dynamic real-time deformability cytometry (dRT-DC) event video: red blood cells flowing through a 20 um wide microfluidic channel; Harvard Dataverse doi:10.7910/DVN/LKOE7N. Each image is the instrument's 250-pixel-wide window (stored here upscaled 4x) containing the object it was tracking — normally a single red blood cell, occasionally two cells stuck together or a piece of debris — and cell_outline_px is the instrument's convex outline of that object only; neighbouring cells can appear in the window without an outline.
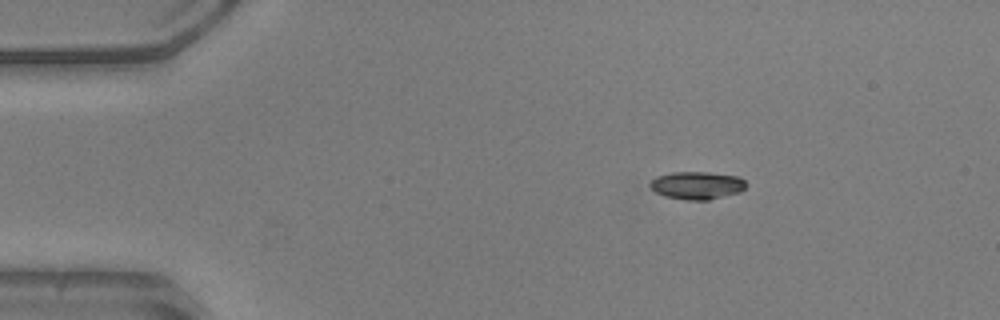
{"species": "common noctule bat (a hibernating species)", "species_latin": "Nyctalus noctula", "temperature_condition": "warm", "stored_images_in_passage": 44, "camera_frame_rate_fps": 3000, "um_per_image_px": 0.085, "animal": {"sex": "male", "body_mass_g": 20.5, "forearm_length_mm": 52.5}, "frame": {"image": 1, "passage_image": 1, "time_ms": 0.0, "image_size_px": [1000, 320], "cell_outline_px": [[744, 188], [740, 192], [708, 200], [688, 200], [664, 196], [656, 192], [648, 184], [656, 176], [672, 172], [708, 172], [740, 176], [744, 180]], "centroid_in_image_um": [59.23, 15.75], "position_along_channel_um": 25.8, "area_um2": 15.49}}
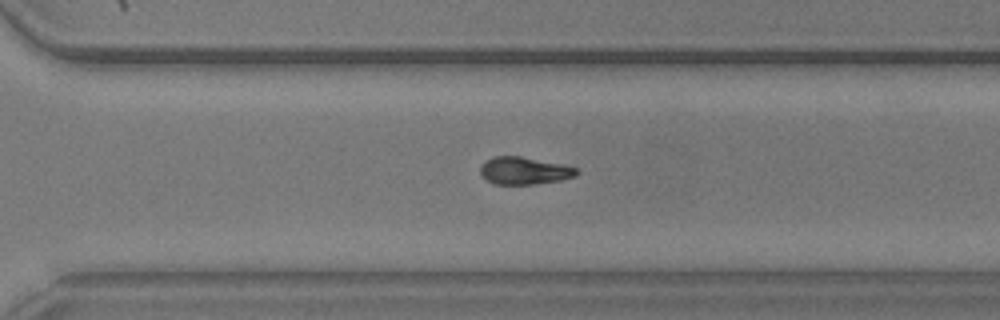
{"frame": {"image": 2, "passage_image": 29, "time_ms": 9.333, "image_size_px": [1000, 320], "cell_outline_px": [[576, 176], [560, 180], [532, 184], [492, 184], [480, 172], [480, 168], [484, 160], [492, 156], [520, 156], [564, 164], [576, 168]], "centroid_in_image_um": [44.53, 14.49], "position_along_channel_um": 326.1, "area_um2": 15.32}}
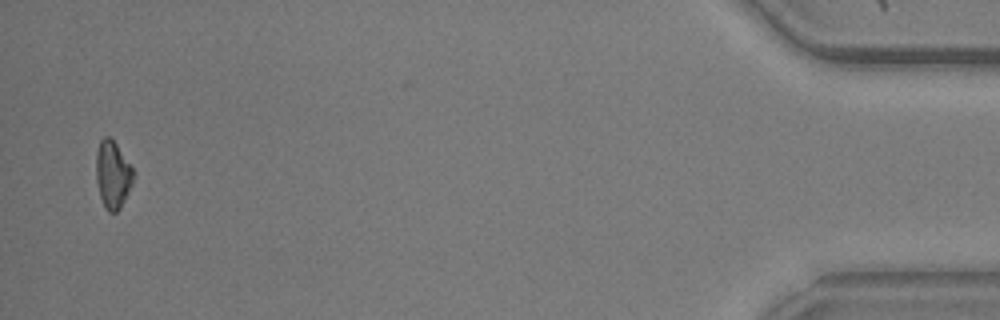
{"frame": {"image": 3, "passage_image": 43, "time_ms": 14.0, "image_size_px": [1000, 320], "cell_outline_px": [[132, 184], [120, 208], [116, 212], [108, 212], [104, 208], [100, 196], [96, 180], [96, 152], [100, 140], [104, 136], [108, 136], [116, 144], [132, 168]], "centroid_in_image_um": [9.54, 14.85], "position_along_channel_um": 425.7, "area_um2": 14.39}}